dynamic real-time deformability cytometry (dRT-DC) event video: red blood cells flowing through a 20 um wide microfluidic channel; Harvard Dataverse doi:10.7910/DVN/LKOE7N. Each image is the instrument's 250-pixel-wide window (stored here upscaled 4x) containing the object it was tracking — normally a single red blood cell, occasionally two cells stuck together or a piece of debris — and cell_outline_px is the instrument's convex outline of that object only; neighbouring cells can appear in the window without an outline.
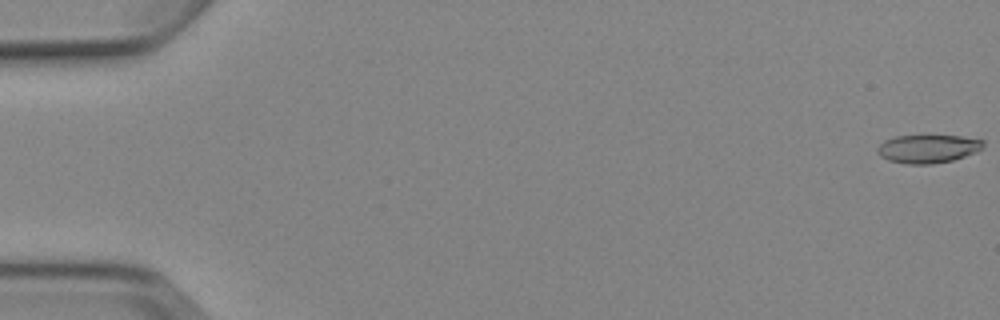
{"species": "Egyptian fruit bat (a non-hibernating species)", "species_latin": "Rousettus aegyptiacus", "temperature_condition": "cold", "stored_images_in_passage": 7, "camera_frame_rate_fps": 3000, "um_per_image_px": 0.085, "animal": {"sex": "female"}, "frame": {"image": 1, "passage_image": 1, "time_ms": 0.0, "image_size_px": [1000, 320], "cell_outline_px": [[984, 144], [976, 152], [952, 160], [932, 164], [904, 164], [888, 160], [880, 156], [876, 152], [876, 148], [884, 140], [896, 136], [960, 136], [984, 140]], "centroid_in_image_um": [78.82, 12.65], "position_along_channel_um": 6.2, "area_um2": 17.4}}
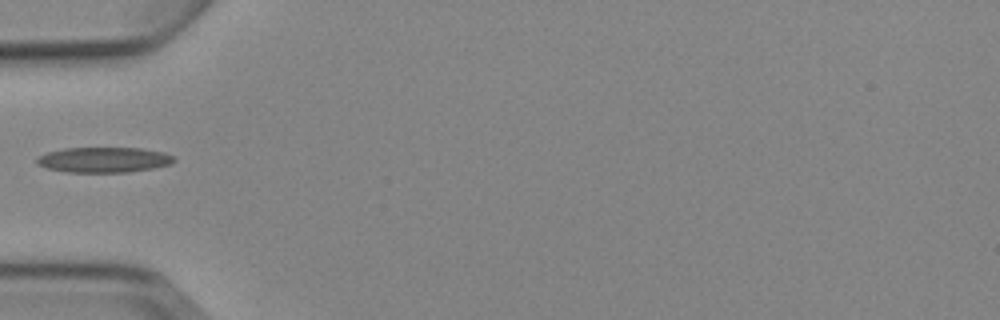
{"frame": {"image": 2, "passage_image": 6, "time_ms": 6.0, "image_size_px": [1000, 320], "cell_outline_px": [[176, 160], [172, 164], [152, 168], [128, 172], [64, 172], [48, 168], [36, 164], [36, 156], [48, 152], [64, 148], [140, 148], [164, 152], [172, 156]], "centroid_in_image_um": [8.8, 13.58], "position_along_channel_um": 76.2, "area_um2": 20.29}}
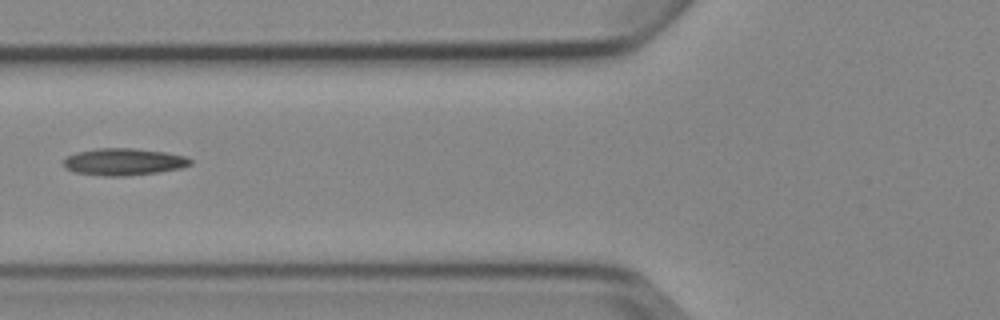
{"frame": {"image": 3, "passage_image": 7, "time_ms": 7.0, "image_size_px": [1000, 320], "cell_outline_px": [[192, 164], [184, 168], [156, 172], [124, 176], [104, 176], [72, 172], [64, 168], [64, 160], [68, 156], [76, 152], [96, 148], [136, 148], [164, 152], [184, 156], [192, 160]], "centroid_in_image_um": [10.5, 13.75], "position_along_channel_um": 115.3, "area_um2": 20.06}}